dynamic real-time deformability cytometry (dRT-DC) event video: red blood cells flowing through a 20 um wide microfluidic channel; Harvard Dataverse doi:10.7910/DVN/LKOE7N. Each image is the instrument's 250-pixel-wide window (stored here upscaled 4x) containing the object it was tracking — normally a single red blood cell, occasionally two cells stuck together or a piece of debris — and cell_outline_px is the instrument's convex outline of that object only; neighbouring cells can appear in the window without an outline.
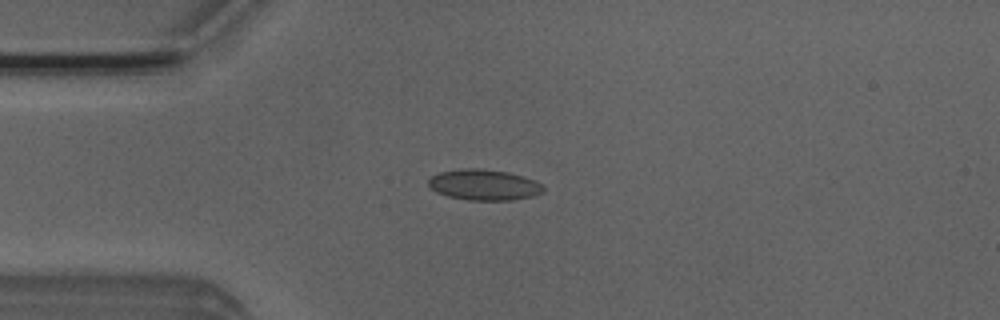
{"species": "Egyptian fruit bat (a non-hibernating species)", "species_latin": "Rousettus aegyptiacus", "temperature_condition": "room temperature", "stored_images_in_passage": 5, "camera_frame_rate_fps": 3000, "um_per_image_px": 0.085, "animal": {"sex": "male"}, "frame": {"image": 1, "passage_image": 3, "time_ms": 0.667, "image_size_px": [1000, 320], "cell_outline_px": [[544, 192], [532, 196], [512, 200], [468, 200], [448, 196], [436, 192], [428, 184], [428, 180], [432, 176], [440, 172], [460, 168], [480, 168], [508, 172], [536, 180], [544, 188]], "centroid_in_image_um": [41.14, 15.7], "position_along_channel_um": 43.9, "area_um2": 20.63}}
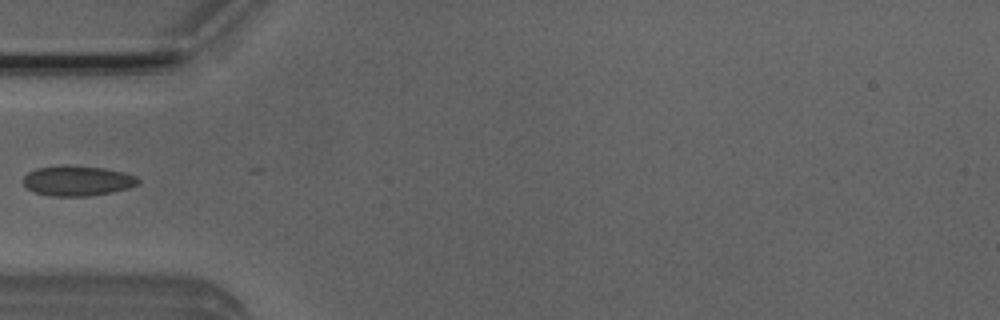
{"frame": {"image": 2, "passage_image": 4, "time_ms": 1.0, "image_size_px": [1000, 320], "cell_outline_px": [[140, 184], [128, 188], [112, 192], [88, 196], [48, 196], [32, 192], [24, 184], [24, 176], [28, 172], [36, 168], [68, 164], [104, 168], [124, 172], [136, 176], [140, 180]], "centroid_in_image_um": [6.58, 15.36], "position_along_channel_um": 78.4, "area_um2": 20.46}}